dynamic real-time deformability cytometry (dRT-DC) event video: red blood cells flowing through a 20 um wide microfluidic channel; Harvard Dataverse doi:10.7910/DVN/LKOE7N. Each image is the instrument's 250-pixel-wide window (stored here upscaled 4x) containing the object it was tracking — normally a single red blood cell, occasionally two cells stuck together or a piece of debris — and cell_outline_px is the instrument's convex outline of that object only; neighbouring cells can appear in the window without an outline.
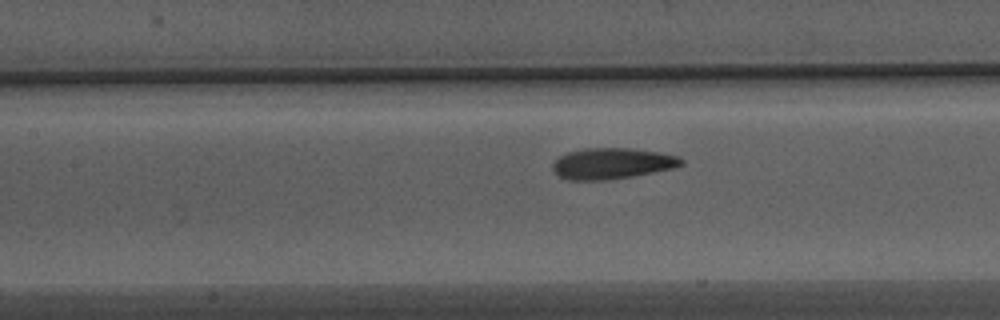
{"species": "Egyptian fruit bat (a non-hibernating species)", "species_latin": "Rousettus aegyptiacus", "temperature_condition": "warm", "stored_images_in_passage": 19, "camera_frame_rate_fps": 3000, "um_per_image_px": 0.085, "animal": {"sex": "male"}, "frame": {"image": 1, "passage_image": 17, "time_ms": 5.333, "image_size_px": [1000, 320], "cell_outline_px": [[684, 164], [672, 168], [632, 176], [604, 180], [568, 180], [560, 176], [552, 168], [552, 164], [560, 156], [568, 152], [584, 148], [632, 148], [660, 152], [680, 156], [684, 160]], "centroid_in_image_um": [52.05, 13.88], "position_along_channel_um": 155.4, "area_um2": 23.18}}